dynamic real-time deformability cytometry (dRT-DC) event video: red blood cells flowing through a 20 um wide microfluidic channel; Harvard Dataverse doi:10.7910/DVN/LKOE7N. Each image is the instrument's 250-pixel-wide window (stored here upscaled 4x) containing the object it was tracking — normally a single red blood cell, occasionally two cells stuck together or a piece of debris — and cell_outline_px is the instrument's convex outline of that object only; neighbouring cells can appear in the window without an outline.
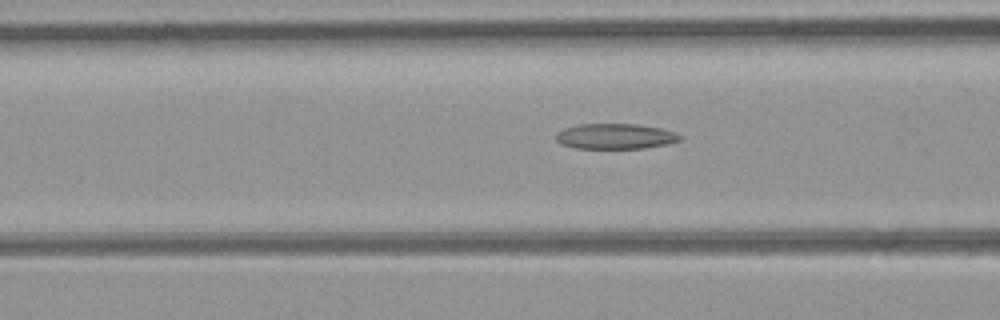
{"species": "common noctule bat (a hibernating species)", "species_latin": "Nyctalus noctula", "temperature_condition": "room temperature", "stored_images_in_passage": 27, "camera_frame_rate_fps": 3000, "um_per_image_px": 0.085, "animal": {"sex": "female", "body_mass_g": 21.9}, "frame": {"image": 1, "passage_image": 6, "time_ms": 1.667, "image_size_px": [1000, 320], "cell_outline_px": [[684, 136], [680, 140], [668, 144], [644, 148], [576, 148], [560, 144], [556, 140], [556, 132], [564, 128], [580, 124], [636, 124], [660, 128], [676, 132]], "centroid_in_image_um": [52.31, 11.58], "position_along_channel_um": 114.3, "area_um2": 18.44}}
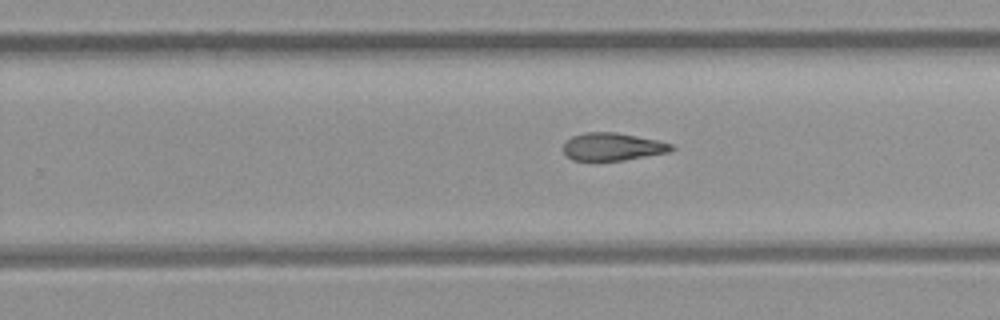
{"frame": {"image": 2, "passage_image": 18, "time_ms": 5.667, "image_size_px": [1000, 320], "cell_outline_px": [[676, 148], [668, 152], [624, 160], [572, 160], [564, 152], [564, 144], [572, 136], [584, 132], [616, 132], [656, 140], [672, 144]], "centroid_in_image_um": [52.07, 12.46], "position_along_channel_um": 277.7, "area_um2": 17.22}}
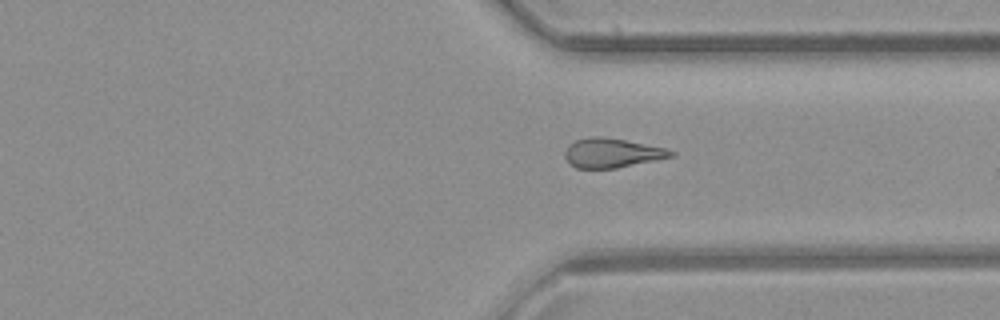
{"frame": {"image": 3, "passage_image": 24, "time_ms": 7.667, "image_size_px": [1000, 320], "cell_outline_px": [[676, 152], [672, 156], [616, 168], [576, 168], [568, 164], [564, 156], [564, 152], [568, 144], [576, 140], [592, 136], [600, 136], [624, 140], [664, 148]], "centroid_in_image_um": [51.93, 13.0], "position_along_channel_um": 359.5, "area_um2": 17.92}}